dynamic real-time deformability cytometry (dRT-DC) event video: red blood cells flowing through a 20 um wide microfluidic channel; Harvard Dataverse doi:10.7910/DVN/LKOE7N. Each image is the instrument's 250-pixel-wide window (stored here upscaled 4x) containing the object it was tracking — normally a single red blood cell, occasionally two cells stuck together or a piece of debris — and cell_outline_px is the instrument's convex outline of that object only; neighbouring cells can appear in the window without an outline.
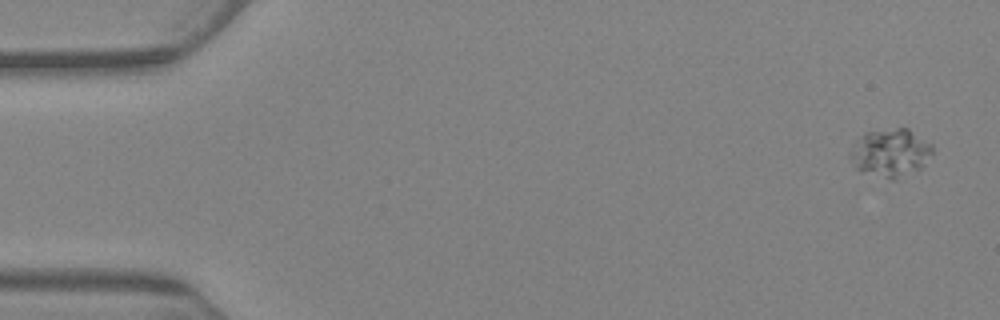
{"species": "Egyptian fruit bat (a non-hibernating species)", "species_latin": "Rousettus aegyptiacus", "temperature_condition": "warm", "stored_images_in_passage": 6, "camera_frame_rate_fps": 3000, "um_per_image_px": 0.085, "animal": {"sex": "female"}, "frame": {"image": 1, "passage_image": 1, "time_ms": 0.0, "image_size_px": [1000, 320], "cell_outline_px": [[932, 152], [924, 164], [920, 168], [896, 180], [892, 180], [860, 172], [856, 168], [848, 156], [848, 152], [868, 132], [896, 128], [908, 128], [932, 144]], "centroid_in_image_um": [75.69, 13.02], "position_along_channel_um": 9.3, "area_um2": 22.77}}
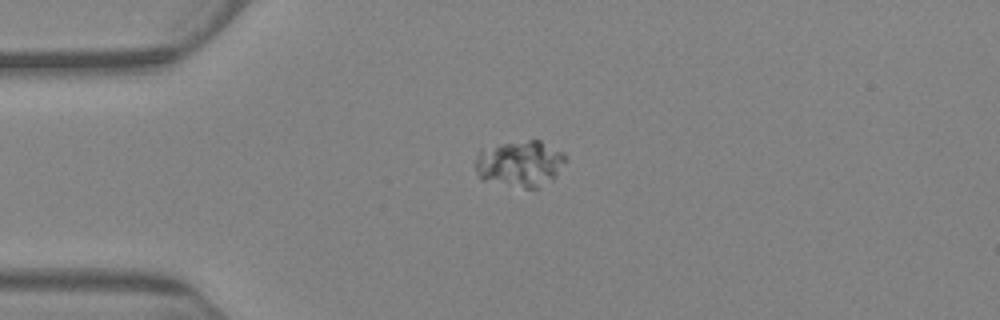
{"frame": {"image": 2, "passage_image": 5, "time_ms": 4.667, "image_size_px": [1000, 320], "cell_outline_px": [[568, 160], [556, 176], [552, 180], [536, 192], [480, 180], [476, 172], [476, 152], [480, 148], [500, 144], [528, 140], [540, 140], [564, 152], [568, 156]], "centroid_in_image_um": [44.22, 13.96], "position_along_channel_um": 40.8, "area_um2": 25.49}}